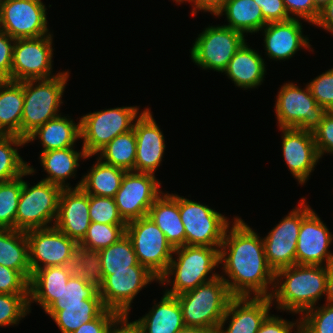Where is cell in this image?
<instances>
[{"label": "cell", "mask_w": 333, "mask_h": 333, "mask_svg": "<svg viewBox=\"0 0 333 333\" xmlns=\"http://www.w3.org/2000/svg\"><path fill=\"white\" fill-rule=\"evenodd\" d=\"M232 220L219 249L224 273L220 276L233 297H270L275 272L267 262L263 239L240 217Z\"/></svg>", "instance_id": "6da1fadb"}, {"label": "cell", "mask_w": 333, "mask_h": 333, "mask_svg": "<svg viewBox=\"0 0 333 333\" xmlns=\"http://www.w3.org/2000/svg\"><path fill=\"white\" fill-rule=\"evenodd\" d=\"M329 282L330 266L295 264L275 272L270 298L281 312L301 315L316 307L324 295L328 301Z\"/></svg>", "instance_id": "7a4b0ae2"}, {"label": "cell", "mask_w": 333, "mask_h": 333, "mask_svg": "<svg viewBox=\"0 0 333 333\" xmlns=\"http://www.w3.org/2000/svg\"><path fill=\"white\" fill-rule=\"evenodd\" d=\"M219 249L220 247L190 245L174 248L173 255L176 254L177 258H171L166 272L158 281L159 284H171L172 288L165 292L178 296L214 280L220 275L215 272L216 266H219Z\"/></svg>", "instance_id": "3957f363"}, {"label": "cell", "mask_w": 333, "mask_h": 333, "mask_svg": "<svg viewBox=\"0 0 333 333\" xmlns=\"http://www.w3.org/2000/svg\"><path fill=\"white\" fill-rule=\"evenodd\" d=\"M69 74L64 71L52 78L24 81L21 138L26 139L48 120L61 115L59 110Z\"/></svg>", "instance_id": "277c9868"}, {"label": "cell", "mask_w": 333, "mask_h": 333, "mask_svg": "<svg viewBox=\"0 0 333 333\" xmlns=\"http://www.w3.org/2000/svg\"><path fill=\"white\" fill-rule=\"evenodd\" d=\"M176 297L185 326L211 329H218L233 298L220 275Z\"/></svg>", "instance_id": "5b68a950"}, {"label": "cell", "mask_w": 333, "mask_h": 333, "mask_svg": "<svg viewBox=\"0 0 333 333\" xmlns=\"http://www.w3.org/2000/svg\"><path fill=\"white\" fill-rule=\"evenodd\" d=\"M139 107L125 106L94 111L81 116L80 132L82 148L88 156L96 155L116 136L133 129Z\"/></svg>", "instance_id": "8992f818"}, {"label": "cell", "mask_w": 333, "mask_h": 333, "mask_svg": "<svg viewBox=\"0 0 333 333\" xmlns=\"http://www.w3.org/2000/svg\"><path fill=\"white\" fill-rule=\"evenodd\" d=\"M27 183L23 180L15 229L26 232L31 229L54 226L62 188L43 180L31 187ZM52 221L54 222L52 223Z\"/></svg>", "instance_id": "52a82bcc"}, {"label": "cell", "mask_w": 333, "mask_h": 333, "mask_svg": "<svg viewBox=\"0 0 333 333\" xmlns=\"http://www.w3.org/2000/svg\"><path fill=\"white\" fill-rule=\"evenodd\" d=\"M327 112L317 104L307 84L301 89L292 82L285 83L276 96L275 113L279 128L313 132Z\"/></svg>", "instance_id": "ba28073f"}, {"label": "cell", "mask_w": 333, "mask_h": 333, "mask_svg": "<svg viewBox=\"0 0 333 333\" xmlns=\"http://www.w3.org/2000/svg\"><path fill=\"white\" fill-rule=\"evenodd\" d=\"M126 235L132 241L139 264L160 279L166 272L174 251L165 234L145 216L127 222Z\"/></svg>", "instance_id": "9c48e42d"}, {"label": "cell", "mask_w": 333, "mask_h": 333, "mask_svg": "<svg viewBox=\"0 0 333 333\" xmlns=\"http://www.w3.org/2000/svg\"><path fill=\"white\" fill-rule=\"evenodd\" d=\"M245 35L225 25L208 26L195 39L191 48V60L204 70L221 72L247 41Z\"/></svg>", "instance_id": "30bf717a"}, {"label": "cell", "mask_w": 333, "mask_h": 333, "mask_svg": "<svg viewBox=\"0 0 333 333\" xmlns=\"http://www.w3.org/2000/svg\"><path fill=\"white\" fill-rule=\"evenodd\" d=\"M179 212L185 228V245L220 247L225 231L232 223L208 205L183 196H179Z\"/></svg>", "instance_id": "8fae6325"}, {"label": "cell", "mask_w": 333, "mask_h": 333, "mask_svg": "<svg viewBox=\"0 0 333 333\" xmlns=\"http://www.w3.org/2000/svg\"><path fill=\"white\" fill-rule=\"evenodd\" d=\"M310 210V205L303 197L299 205L262 238L267 262L274 272L296 264V247L302 218Z\"/></svg>", "instance_id": "7c38bea8"}, {"label": "cell", "mask_w": 333, "mask_h": 333, "mask_svg": "<svg viewBox=\"0 0 333 333\" xmlns=\"http://www.w3.org/2000/svg\"><path fill=\"white\" fill-rule=\"evenodd\" d=\"M103 283L99 295L107 309L128 315L136 295L149 283L159 281L144 266H131V270L102 271Z\"/></svg>", "instance_id": "4fadbf2b"}, {"label": "cell", "mask_w": 333, "mask_h": 333, "mask_svg": "<svg viewBox=\"0 0 333 333\" xmlns=\"http://www.w3.org/2000/svg\"><path fill=\"white\" fill-rule=\"evenodd\" d=\"M53 35L38 38L15 39L11 81L48 79L52 72Z\"/></svg>", "instance_id": "5bb4252c"}, {"label": "cell", "mask_w": 333, "mask_h": 333, "mask_svg": "<svg viewBox=\"0 0 333 333\" xmlns=\"http://www.w3.org/2000/svg\"><path fill=\"white\" fill-rule=\"evenodd\" d=\"M31 272L50 266H72L78 243L55 226L26 231Z\"/></svg>", "instance_id": "9a60e30c"}, {"label": "cell", "mask_w": 333, "mask_h": 333, "mask_svg": "<svg viewBox=\"0 0 333 333\" xmlns=\"http://www.w3.org/2000/svg\"><path fill=\"white\" fill-rule=\"evenodd\" d=\"M46 10L41 0H2L0 30L13 39L53 35L47 26Z\"/></svg>", "instance_id": "2e32d148"}, {"label": "cell", "mask_w": 333, "mask_h": 333, "mask_svg": "<svg viewBox=\"0 0 333 333\" xmlns=\"http://www.w3.org/2000/svg\"><path fill=\"white\" fill-rule=\"evenodd\" d=\"M154 174L128 171L114 196L120 215L126 221L145 217L155 200L163 193Z\"/></svg>", "instance_id": "e0dca14e"}, {"label": "cell", "mask_w": 333, "mask_h": 333, "mask_svg": "<svg viewBox=\"0 0 333 333\" xmlns=\"http://www.w3.org/2000/svg\"><path fill=\"white\" fill-rule=\"evenodd\" d=\"M332 240V232L311 209L302 218L296 247V264L331 266L333 253L329 247L332 245Z\"/></svg>", "instance_id": "ac0fdd59"}, {"label": "cell", "mask_w": 333, "mask_h": 333, "mask_svg": "<svg viewBox=\"0 0 333 333\" xmlns=\"http://www.w3.org/2000/svg\"><path fill=\"white\" fill-rule=\"evenodd\" d=\"M282 132L283 158L298 184H305L319 163L313 132L278 128Z\"/></svg>", "instance_id": "d6986e66"}, {"label": "cell", "mask_w": 333, "mask_h": 333, "mask_svg": "<svg viewBox=\"0 0 333 333\" xmlns=\"http://www.w3.org/2000/svg\"><path fill=\"white\" fill-rule=\"evenodd\" d=\"M133 129L136 135L134 172L151 173L161 165L166 148L164 135L153 118L150 108L141 111Z\"/></svg>", "instance_id": "ffe728a7"}, {"label": "cell", "mask_w": 333, "mask_h": 333, "mask_svg": "<svg viewBox=\"0 0 333 333\" xmlns=\"http://www.w3.org/2000/svg\"><path fill=\"white\" fill-rule=\"evenodd\" d=\"M270 297H233L218 327V333H257L270 315ZM228 322V327L224 329Z\"/></svg>", "instance_id": "44dd1931"}, {"label": "cell", "mask_w": 333, "mask_h": 333, "mask_svg": "<svg viewBox=\"0 0 333 333\" xmlns=\"http://www.w3.org/2000/svg\"><path fill=\"white\" fill-rule=\"evenodd\" d=\"M303 25L299 19L267 23L260 31L264 36L266 55L274 60H288L300 48L312 50L309 37L303 35Z\"/></svg>", "instance_id": "7402d4cb"}, {"label": "cell", "mask_w": 333, "mask_h": 333, "mask_svg": "<svg viewBox=\"0 0 333 333\" xmlns=\"http://www.w3.org/2000/svg\"><path fill=\"white\" fill-rule=\"evenodd\" d=\"M90 223L89 195L81 187L62 189L54 226L79 243Z\"/></svg>", "instance_id": "603a6c76"}, {"label": "cell", "mask_w": 333, "mask_h": 333, "mask_svg": "<svg viewBox=\"0 0 333 333\" xmlns=\"http://www.w3.org/2000/svg\"><path fill=\"white\" fill-rule=\"evenodd\" d=\"M245 42L232 57L226 69V76L239 88L254 89L260 86L265 78V60L258 51L251 49Z\"/></svg>", "instance_id": "cb8c5ba5"}, {"label": "cell", "mask_w": 333, "mask_h": 333, "mask_svg": "<svg viewBox=\"0 0 333 333\" xmlns=\"http://www.w3.org/2000/svg\"><path fill=\"white\" fill-rule=\"evenodd\" d=\"M72 274V266H50L34 271L29 281V306L35 301L45 312L58 299Z\"/></svg>", "instance_id": "d4e9b609"}, {"label": "cell", "mask_w": 333, "mask_h": 333, "mask_svg": "<svg viewBox=\"0 0 333 333\" xmlns=\"http://www.w3.org/2000/svg\"><path fill=\"white\" fill-rule=\"evenodd\" d=\"M139 333H176L185 324L178 299L164 292L160 302H154L152 309L134 321Z\"/></svg>", "instance_id": "484cf974"}, {"label": "cell", "mask_w": 333, "mask_h": 333, "mask_svg": "<svg viewBox=\"0 0 333 333\" xmlns=\"http://www.w3.org/2000/svg\"><path fill=\"white\" fill-rule=\"evenodd\" d=\"M147 216L165 234L173 248L185 246V228L179 212V195L162 193L148 210Z\"/></svg>", "instance_id": "4316f807"}, {"label": "cell", "mask_w": 333, "mask_h": 333, "mask_svg": "<svg viewBox=\"0 0 333 333\" xmlns=\"http://www.w3.org/2000/svg\"><path fill=\"white\" fill-rule=\"evenodd\" d=\"M37 138L41 141L42 152L75 147V142L81 139L80 120L75 123L69 116L59 115L37 128L25 142L27 144Z\"/></svg>", "instance_id": "83f0119b"}, {"label": "cell", "mask_w": 333, "mask_h": 333, "mask_svg": "<svg viewBox=\"0 0 333 333\" xmlns=\"http://www.w3.org/2000/svg\"><path fill=\"white\" fill-rule=\"evenodd\" d=\"M40 164L43 170L46 171L47 177L43 181L50 182L62 189L71 188L70 183H65L67 179L76 176L77 168H79V160L87 159L88 156L85 150H74V147L51 150L41 152L39 154Z\"/></svg>", "instance_id": "f1b7e54d"}, {"label": "cell", "mask_w": 333, "mask_h": 333, "mask_svg": "<svg viewBox=\"0 0 333 333\" xmlns=\"http://www.w3.org/2000/svg\"><path fill=\"white\" fill-rule=\"evenodd\" d=\"M106 309L98 292L92 299L84 300V304L51 305L45 313L55 321L61 333H72Z\"/></svg>", "instance_id": "f546056e"}, {"label": "cell", "mask_w": 333, "mask_h": 333, "mask_svg": "<svg viewBox=\"0 0 333 333\" xmlns=\"http://www.w3.org/2000/svg\"><path fill=\"white\" fill-rule=\"evenodd\" d=\"M24 81H0V134L21 137Z\"/></svg>", "instance_id": "4dcf8cb0"}, {"label": "cell", "mask_w": 333, "mask_h": 333, "mask_svg": "<svg viewBox=\"0 0 333 333\" xmlns=\"http://www.w3.org/2000/svg\"><path fill=\"white\" fill-rule=\"evenodd\" d=\"M0 265L18 271L28 282L30 281L32 272L25 231L0 229Z\"/></svg>", "instance_id": "1f68e13d"}, {"label": "cell", "mask_w": 333, "mask_h": 333, "mask_svg": "<svg viewBox=\"0 0 333 333\" xmlns=\"http://www.w3.org/2000/svg\"><path fill=\"white\" fill-rule=\"evenodd\" d=\"M226 16L227 26L242 34L257 33L267 23L254 0H227L217 16Z\"/></svg>", "instance_id": "d6a6232c"}, {"label": "cell", "mask_w": 333, "mask_h": 333, "mask_svg": "<svg viewBox=\"0 0 333 333\" xmlns=\"http://www.w3.org/2000/svg\"><path fill=\"white\" fill-rule=\"evenodd\" d=\"M73 188L81 187L88 195L114 198L125 170L103 163L99 158Z\"/></svg>", "instance_id": "836d02e7"}, {"label": "cell", "mask_w": 333, "mask_h": 333, "mask_svg": "<svg viewBox=\"0 0 333 333\" xmlns=\"http://www.w3.org/2000/svg\"><path fill=\"white\" fill-rule=\"evenodd\" d=\"M96 155L103 163L128 171H134L136 135L134 129L116 136Z\"/></svg>", "instance_id": "e575fe53"}, {"label": "cell", "mask_w": 333, "mask_h": 333, "mask_svg": "<svg viewBox=\"0 0 333 333\" xmlns=\"http://www.w3.org/2000/svg\"><path fill=\"white\" fill-rule=\"evenodd\" d=\"M25 144V139L17 135L0 134V182L18 178L28 170L29 164L18 151Z\"/></svg>", "instance_id": "d590c367"}, {"label": "cell", "mask_w": 333, "mask_h": 333, "mask_svg": "<svg viewBox=\"0 0 333 333\" xmlns=\"http://www.w3.org/2000/svg\"><path fill=\"white\" fill-rule=\"evenodd\" d=\"M33 166L18 178L0 182V229H15V219L19 197L22 191L23 178L35 173Z\"/></svg>", "instance_id": "8d00e7d4"}, {"label": "cell", "mask_w": 333, "mask_h": 333, "mask_svg": "<svg viewBox=\"0 0 333 333\" xmlns=\"http://www.w3.org/2000/svg\"><path fill=\"white\" fill-rule=\"evenodd\" d=\"M98 252L101 256L102 271L131 270V266H142L137 260L132 241L126 234Z\"/></svg>", "instance_id": "74e56055"}, {"label": "cell", "mask_w": 333, "mask_h": 333, "mask_svg": "<svg viewBox=\"0 0 333 333\" xmlns=\"http://www.w3.org/2000/svg\"><path fill=\"white\" fill-rule=\"evenodd\" d=\"M126 234V225H110L91 222L79 247L87 250L100 251L117 242Z\"/></svg>", "instance_id": "f35d334b"}, {"label": "cell", "mask_w": 333, "mask_h": 333, "mask_svg": "<svg viewBox=\"0 0 333 333\" xmlns=\"http://www.w3.org/2000/svg\"><path fill=\"white\" fill-rule=\"evenodd\" d=\"M72 270L75 276L95 285L97 288L103 283L101 256L98 251L87 250L78 246L75 251Z\"/></svg>", "instance_id": "ab89813d"}, {"label": "cell", "mask_w": 333, "mask_h": 333, "mask_svg": "<svg viewBox=\"0 0 333 333\" xmlns=\"http://www.w3.org/2000/svg\"><path fill=\"white\" fill-rule=\"evenodd\" d=\"M29 313V294L0 293V327L17 325Z\"/></svg>", "instance_id": "60d3db41"}, {"label": "cell", "mask_w": 333, "mask_h": 333, "mask_svg": "<svg viewBox=\"0 0 333 333\" xmlns=\"http://www.w3.org/2000/svg\"><path fill=\"white\" fill-rule=\"evenodd\" d=\"M325 303L302 314L300 333H333V303Z\"/></svg>", "instance_id": "b9f144b4"}, {"label": "cell", "mask_w": 333, "mask_h": 333, "mask_svg": "<svg viewBox=\"0 0 333 333\" xmlns=\"http://www.w3.org/2000/svg\"><path fill=\"white\" fill-rule=\"evenodd\" d=\"M98 292L95 285L72 274L52 305L84 304V300L92 299Z\"/></svg>", "instance_id": "7bdbcfd3"}, {"label": "cell", "mask_w": 333, "mask_h": 333, "mask_svg": "<svg viewBox=\"0 0 333 333\" xmlns=\"http://www.w3.org/2000/svg\"><path fill=\"white\" fill-rule=\"evenodd\" d=\"M89 217L91 222L127 225L119 213L114 198L89 195Z\"/></svg>", "instance_id": "ee69618b"}, {"label": "cell", "mask_w": 333, "mask_h": 333, "mask_svg": "<svg viewBox=\"0 0 333 333\" xmlns=\"http://www.w3.org/2000/svg\"><path fill=\"white\" fill-rule=\"evenodd\" d=\"M317 104L333 111V67L307 84Z\"/></svg>", "instance_id": "f6af8a7d"}, {"label": "cell", "mask_w": 333, "mask_h": 333, "mask_svg": "<svg viewBox=\"0 0 333 333\" xmlns=\"http://www.w3.org/2000/svg\"><path fill=\"white\" fill-rule=\"evenodd\" d=\"M283 2L291 19L301 18L313 26L317 22L321 8L315 0H283Z\"/></svg>", "instance_id": "bcb514c9"}, {"label": "cell", "mask_w": 333, "mask_h": 333, "mask_svg": "<svg viewBox=\"0 0 333 333\" xmlns=\"http://www.w3.org/2000/svg\"><path fill=\"white\" fill-rule=\"evenodd\" d=\"M316 150L321 160L324 154H333V111H328L313 131Z\"/></svg>", "instance_id": "7dc6e473"}, {"label": "cell", "mask_w": 333, "mask_h": 333, "mask_svg": "<svg viewBox=\"0 0 333 333\" xmlns=\"http://www.w3.org/2000/svg\"><path fill=\"white\" fill-rule=\"evenodd\" d=\"M1 294H29V282L16 270L0 265Z\"/></svg>", "instance_id": "c3c4849f"}, {"label": "cell", "mask_w": 333, "mask_h": 333, "mask_svg": "<svg viewBox=\"0 0 333 333\" xmlns=\"http://www.w3.org/2000/svg\"><path fill=\"white\" fill-rule=\"evenodd\" d=\"M15 39L0 30V81L11 80L13 48Z\"/></svg>", "instance_id": "681fc988"}, {"label": "cell", "mask_w": 333, "mask_h": 333, "mask_svg": "<svg viewBox=\"0 0 333 333\" xmlns=\"http://www.w3.org/2000/svg\"><path fill=\"white\" fill-rule=\"evenodd\" d=\"M261 8L266 23L282 22L291 19L283 0H254Z\"/></svg>", "instance_id": "f907efd6"}, {"label": "cell", "mask_w": 333, "mask_h": 333, "mask_svg": "<svg viewBox=\"0 0 333 333\" xmlns=\"http://www.w3.org/2000/svg\"><path fill=\"white\" fill-rule=\"evenodd\" d=\"M297 326V327H296ZM296 330L294 331V329ZM300 333V318L295 321H288L277 315H269L262 323L257 333Z\"/></svg>", "instance_id": "816d5d0a"}, {"label": "cell", "mask_w": 333, "mask_h": 333, "mask_svg": "<svg viewBox=\"0 0 333 333\" xmlns=\"http://www.w3.org/2000/svg\"><path fill=\"white\" fill-rule=\"evenodd\" d=\"M120 316L116 311L106 309L99 317L83 324L72 333H106L110 325Z\"/></svg>", "instance_id": "f5cc1de1"}, {"label": "cell", "mask_w": 333, "mask_h": 333, "mask_svg": "<svg viewBox=\"0 0 333 333\" xmlns=\"http://www.w3.org/2000/svg\"><path fill=\"white\" fill-rule=\"evenodd\" d=\"M226 1L227 0H184L182 3H191L193 7L191 12L192 16H196L200 10L210 12L213 16H216Z\"/></svg>", "instance_id": "db71d44e"}, {"label": "cell", "mask_w": 333, "mask_h": 333, "mask_svg": "<svg viewBox=\"0 0 333 333\" xmlns=\"http://www.w3.org/2000/svg\"><path fill=\"white\" fill-rule=\"evenodd\" d=\"M129 315H120L107 329L106 333H139L137 324L129 322Z\"/></svg>", "instance_id": "11a10c76"}, {"label": "cell", "mask_w": 333, "mask_h": 333, "mask_svg": "<svg viewBox=\"0 0 333 333\" xmlns=\"http://www.w3.org/2000/svg\"><path fill=\"white\" fill-rule=\"evenodd\" d=\"M314 26L321 27L327 32H331L333 35V0L328 2L321 8L320 15Z\"/></svg>", "instance_id": "9f6ffc18"}, {"label": "cell", "mask_w": 333, "mask_h": 333, "mask_svg": "<svg viewBox=\"0 0 333 333\" xmlns=\"http://www.w3.org/2000/svg\"><path fill=\"white\" fill-rule=\"evenodd\" d=\"M176 333H218V329L184 326Z\"/></svg>", "instance_id": "6f0895ef"}, {"label": "cell", "mask_w": 333, "mask_h": 333, "mask_svg": "<svg viewBox=\"0 0 333 333\" xmlns=\"http://www.w3.org/2000/svg\"><path fill=\"white\" fill-rule=\"evenodd\" d=\"M333 303V264L330 266L329 299Z\"/></svg>", "instance_id": "680465c9"}, {"label": "cell", "mask_w": 333, "mask_h": 333, "mask_svg": "<svg viewBox=\"0 0 333 333\" xmlns=\"http://www.w3.org/2000/svg\"><path fill=\"white\" fill-rule=\"evenodd\" d=\"M315 1L320 8H322L328 2V0H315Z\"/></svg>", "instance_id": "91938a15"}, {"label": "cell", "mask_w": 333, "mask_h": 333, "mask_svg": "<svg viewBox=\"0 0 333 333\" xmlns=\"http://www.w3.org/2000/svg\"><path fill=\"white\" fill-rule=\"evenodd\" d=\"M174 2H176V4L178 3V4H182V2L184 1V0H173Z\"/></svg>", "instance_id": "94428289"}]
</instances>
